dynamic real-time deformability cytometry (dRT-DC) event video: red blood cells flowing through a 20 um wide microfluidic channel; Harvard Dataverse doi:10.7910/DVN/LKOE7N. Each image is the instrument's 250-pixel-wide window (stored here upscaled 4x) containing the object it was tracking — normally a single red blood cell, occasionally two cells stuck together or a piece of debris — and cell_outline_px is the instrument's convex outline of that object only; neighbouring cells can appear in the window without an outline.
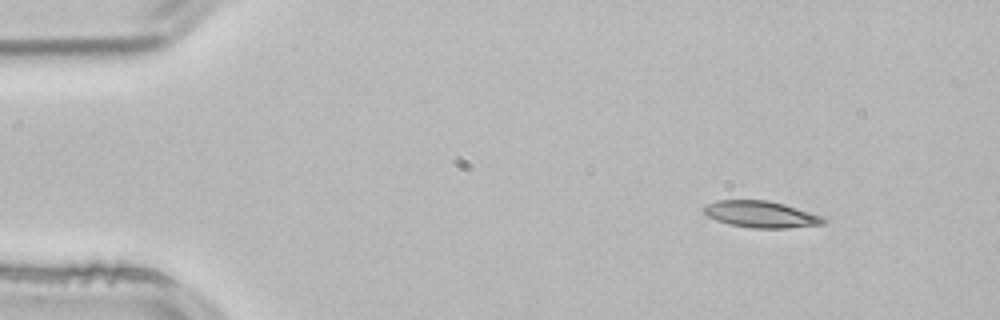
{"species": "common noctule bat (a hibernating species)", "species_latin": "Nyctalus noctula", "temperature_condition": "room temperature", "stored_images_in_passage": 3, "camera_frame_rate_fps": 3000, "um_per_image_px": 0.085, "animal": {"sex": "male", "body_mass_g": 21.5, "forearm_length_mm": 52.0}, "frame": {"image": 1, "passage_image": 1, "time_ms": 0.0, "image_size_px": [1000, 320], "cell_outline_px": [[828, 220], [824, 224], [788, 228], [752, 228], [728, 224], [716, 220], [708, 216], [700, 208], [716, 200], [768, 200], [784, 204], [820, 216]], "centroid_in_image_um": [64.64, 18.22], "position_along_channel_um": 20.4, "area_um2": 18.5}}
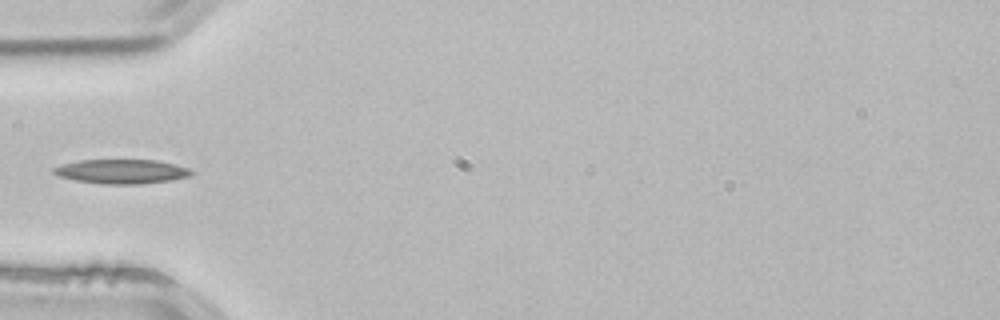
{"frame": {"image": 2, "passage_image": 3, "time_ms": 0.667, "image_size_px": [1000, 320], "cell_outline_px": [[196, 172], [192, 176], [172, 180], [140, 184], [104, 184], [76, 180], [60, 176], [52, 172], [52, 168], [60, 164], [80, 160], [156, 160], [176, 164], [188, 168]], "centroid_in_image_um": [10.38, 14.57], "position_along_channel_um": 74.6, "area_um2": 19.65}}